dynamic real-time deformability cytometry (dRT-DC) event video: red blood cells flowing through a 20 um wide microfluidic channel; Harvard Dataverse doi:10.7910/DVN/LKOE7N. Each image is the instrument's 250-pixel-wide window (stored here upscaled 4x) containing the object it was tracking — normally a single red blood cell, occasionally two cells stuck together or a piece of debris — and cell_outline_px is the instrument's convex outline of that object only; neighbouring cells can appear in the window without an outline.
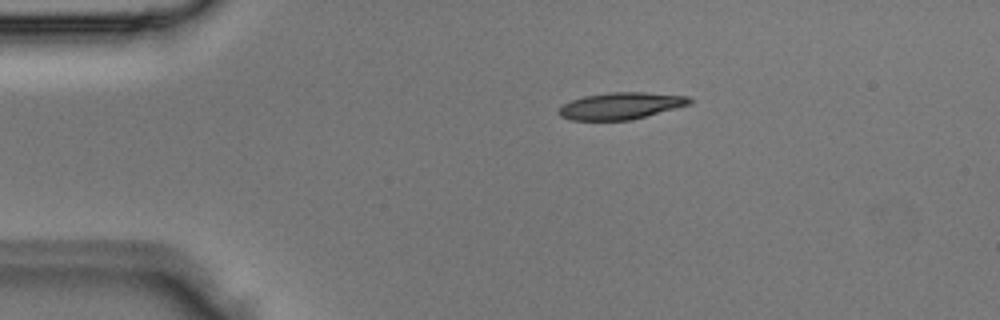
{"species": "Egyptian fruit bat (a non-hibernating species)", "species_latin": "Rousettus aegyptiacus", "temperature_condition": "room temperature", "stored_images_in_passage": 4, "camera_frame_rate_fps": 3000, "um_per_image_px": 0.085, "animal": {"sex": "male"}, "frame": {"image": 1, "passage_image": 4, "time_ms": 1.0, "image_size_px": [1000, 320], "cell_outline_px": [[692, 104], [632, 120], [568, 120], [560, 116], [556, 112], [564, 104], [572, 100], [584, 96], [608, 92], [644, 92], [688, 96], [692, 100]], "centroid_in_image_um": [52.78, 9.0], "position_along_channel_um": 32.2, "area_um2": 20.58}}